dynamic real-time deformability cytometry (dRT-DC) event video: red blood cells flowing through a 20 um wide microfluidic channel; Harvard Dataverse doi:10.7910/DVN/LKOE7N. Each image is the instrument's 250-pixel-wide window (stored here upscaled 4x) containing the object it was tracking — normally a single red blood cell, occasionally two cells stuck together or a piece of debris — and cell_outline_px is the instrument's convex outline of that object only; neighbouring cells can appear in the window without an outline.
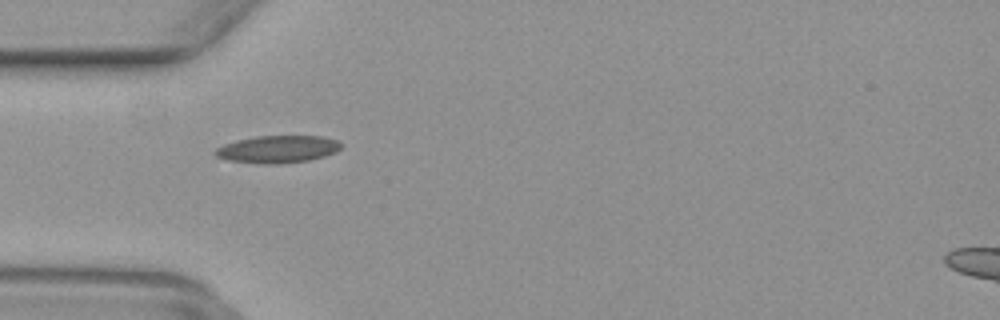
{"species": "common noctule bat (a hibernating species)", "species_latin": "Nyctalus noctula", "temperature_condition": "warm", "stored_images_in_passage": 41, "camera_frame_rate_fps": 3000, "um_per_image_px": 0.085, "animal": {"sex": "female", "body_mass_g": 29.2, "forearm_length_mm": 56.3}, "frame": {"image": 1, "passage_image": 6, "time_ms": 1.667, "image_size_px": [1000, 320], "cell_outline_px": [[344, 144], [336, 152], [324, 156], [308, 160], [276, 164], [264, 164], [228, 160], [216, 156], [212, 152], [216, 148], [224, 144], [236, 140], [256, 136], [324, 136], [336, 140]], "centroid_in_image_um": [23.6, 12.67], "position_along_channel_um": 61.4, "area_um2": 20.11}}
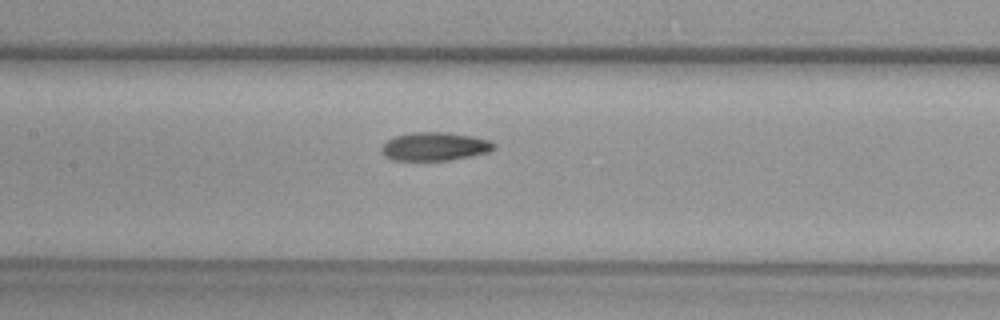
{"frame": {"image": 2, "passage_image": 14, "time_ms": 4.333, "image_size_px": [1000, 320], "cell_outline_px": [[496, 148], [488, 152], [472, 156], [448, 160], [392, 160], [384, 156], [380, 152], [380, 148], [388, 140], [396, 136], [412, 132], [448, 132], [472, 136], [488, 140], [496, 144]], "centroid_in_image_um": [36.95, 12.45], "position_along_channel_um": 170.5, "area_um2": 18.67}}
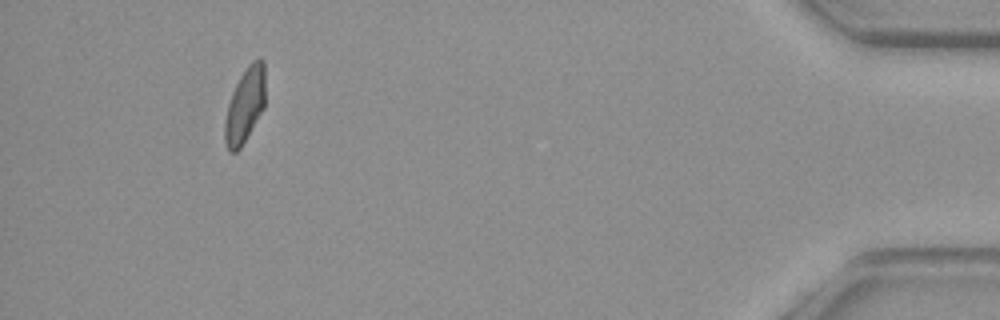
{"frame": {"image": 3, "passage_image": 37, "time_ms": 12.0, "image_size_px": [1000, 320], "cell_outline_px": [[264, 108], [240, 148], [236, 152], [228, 152], [224, 140], [224, 120], [228, 104], [232, 92], [240, 76], [248, 64], [252, 60], [260, 56], [264, 60]], "centroid_in_image_um": [20.8, 8.93], "position_along_channel_um": 414.4, "area_um2": 17.74}}